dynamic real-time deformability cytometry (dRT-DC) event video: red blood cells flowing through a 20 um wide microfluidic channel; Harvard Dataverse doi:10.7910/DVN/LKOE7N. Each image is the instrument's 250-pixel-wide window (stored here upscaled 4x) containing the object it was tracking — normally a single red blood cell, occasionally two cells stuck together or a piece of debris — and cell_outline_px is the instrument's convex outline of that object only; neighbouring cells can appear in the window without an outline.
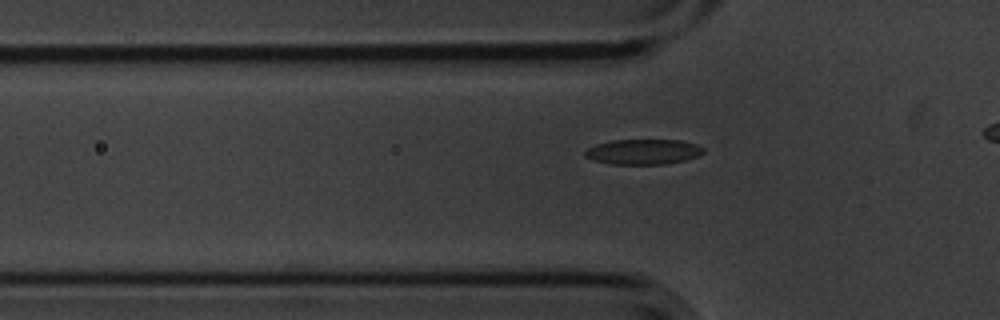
{"species": "common noctule bat (a hibernating species)", "species_latin": "Nyctalus noctula", "temperature_condition": "cold", "stored_images_in_passage": 38, "camera_frame_rate_fps": 3000, "um_per_image_px": 0.085, "animal": {"sex": "male", "body_mass_g": 20.1, "forearm_length_mm": 53.5}, "frame": {"image": 1, "passage_image": 14, "time_ms": 4.333, "image_size_px": [1000, 320], "cell_outline_px": [[704, 152], [696, 156], [684, 160], [664, 164], [608, 164], [592, 160], [584, 156], [584, 152], [588, 148], [596, 144], [612, 140], [680, 140], [696, 144], [704, 148]], "centroid_in_image_um": [54.63, 12.9], "position_along_channel_um": 71.2, "area_um2": 17.4}}
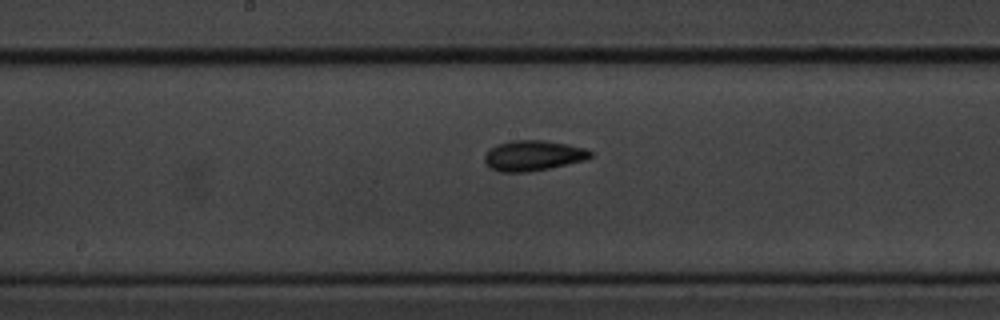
{"frame": {"image": 2, "passage_image": 25, "time_ms": 8.0, "image_size_px": [1000, 320], "cell_outline_px": [[592, 156], [588, 160], [528, 172], [500, 172], [488, 168], [484, 164], [484, 156], [496, 144], [512, 140], [540, 140], [568, 144], [588, 148], [592, 152]], "centroid_in_image_um": [45.33, 13.23], "position_along_channel_um": 202.9, "area_um2": 18.96}}
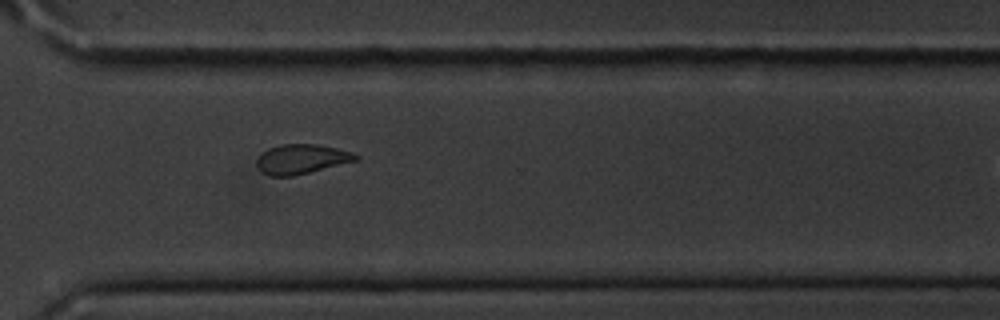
{"frame": {"image": 3, "passage_image": 37, "time_ms": 12.0, "image_size_px": [1000, 320], "cell_outline_px": [[360, 160], [292, 176], [268, 176], [260, 172], [256, 164], [256, 160], [268, 148], [280, 144], [316, 144], [352, 152], [360, 156]], "centroid_in_image_um": [25.62, 13.53], "position_along_channel_um": 345.0, "area_um2": 17.11}}